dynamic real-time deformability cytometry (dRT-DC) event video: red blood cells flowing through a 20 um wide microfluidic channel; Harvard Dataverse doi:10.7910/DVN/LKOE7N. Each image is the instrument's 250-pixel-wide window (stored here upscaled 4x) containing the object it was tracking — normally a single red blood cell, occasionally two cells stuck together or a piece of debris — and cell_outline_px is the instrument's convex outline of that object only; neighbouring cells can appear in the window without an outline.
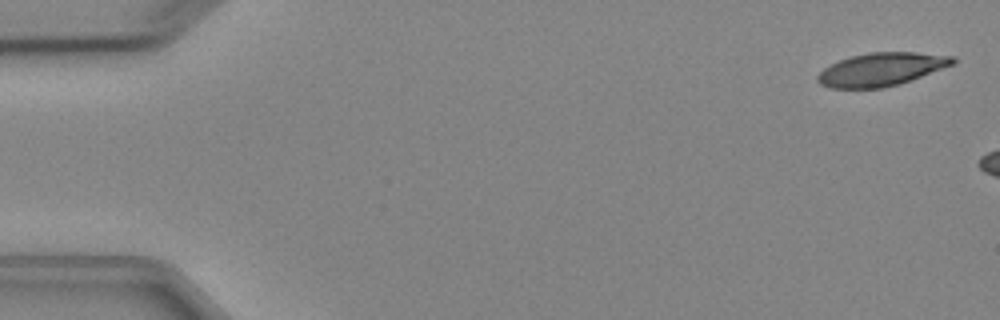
{"species": "Egyptian fruit bat (a non-hibernating species)", "species_latin": "Rousettus aegyptiacus", "temperature_condition": "cold", "stored_images_in_passage": 3, "camera_frame_rate_fps": 3000, "um_per_image_px": 0.085, "animal": {"sex": "female"}, "frame": {"image": 1, "passage_image": 1, "time_ms": 0.0, "image_size_px": [1000, 320], "cell_outline_px": [[956, 64], [900, 84], [884, 88], [828, 88], [820, 84], [816, 80], [816, 76], [824, 68], [840, 60], [852, 56], [868, 52], [916, 52], [956, 56]], "centroid_in_image_um": [74.95, 5.89], "position_along_channel_um": 10.0, "area_um2": 26.36}}